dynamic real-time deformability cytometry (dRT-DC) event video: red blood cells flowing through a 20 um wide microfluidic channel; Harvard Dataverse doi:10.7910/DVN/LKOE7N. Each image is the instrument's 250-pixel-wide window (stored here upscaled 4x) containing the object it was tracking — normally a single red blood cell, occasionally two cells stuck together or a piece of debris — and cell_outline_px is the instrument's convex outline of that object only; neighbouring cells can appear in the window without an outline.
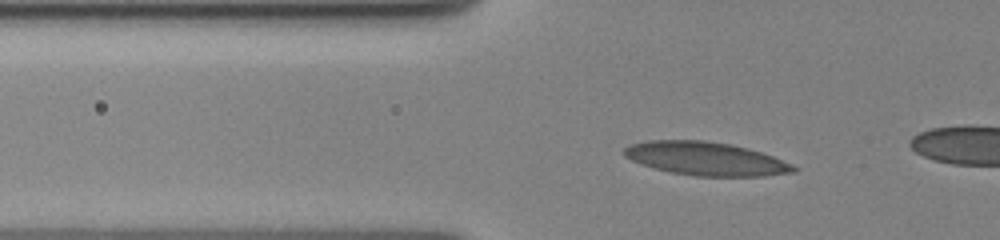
{"species": "human", "species_latin": "Homo sapiens", "temperature_condition": "cold", "stored_images_in_passage": 25, "camera_frame_rate_fps": 3000, "um_per_image_px": 0.085, "donor": {"sex": "female"}, "frame": {"image": 1, "passage_image": 22, "time_ms": 5.667, "image_size_px": [1000, 240], "cell_outline_px": [[796, 172], [764, 176], [692, 176], [672, 172], [640, 164], [624, 156], [624, 148], [628, 144], [648, 140], [704, 140], [732, 144], [748, 148], [772, 156], [792, 164], [796, 168]], "centroid_in_image_um": [59.97, 13.48], "position_along_channel_um": 65.8, "area_um2": 33.0}}